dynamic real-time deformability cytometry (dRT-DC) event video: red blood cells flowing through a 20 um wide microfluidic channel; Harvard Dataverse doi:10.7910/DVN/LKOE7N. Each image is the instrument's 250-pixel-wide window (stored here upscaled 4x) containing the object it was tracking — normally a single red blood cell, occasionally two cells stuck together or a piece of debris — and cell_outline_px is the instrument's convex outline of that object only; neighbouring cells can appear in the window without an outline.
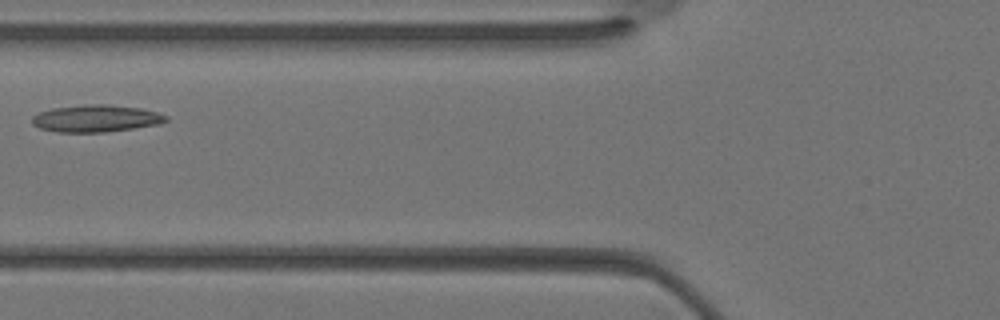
{"species": "Egyptian fruit bat (a non-hibernating species)", "species_latin": "Rousettus aegyptiacus", "temperature_condition": "warm", "stored_images_in_passage": 29, "camera_frame_rate_fps": 3000, "um_per_image_px": 0.085, "animal": {"sex": "female"}, "frame": {"image": 1, "passage_image": 8, "time_ms": 2.333, "image_size_px": [1000, 320], "cell_outline_px": [[168, 120], [160, 124], [104, 132], [56, 132], [40, 128], [32, 124], [32, 116], [40, 112], [52, 108], [84, 104], [108, 104], [140, 108], [156, 112], [168, 116]], "centroid_in_image_um": [8.15, 10.06], "position_along_channel_um": 117.7, "area_um2": 21.15}}
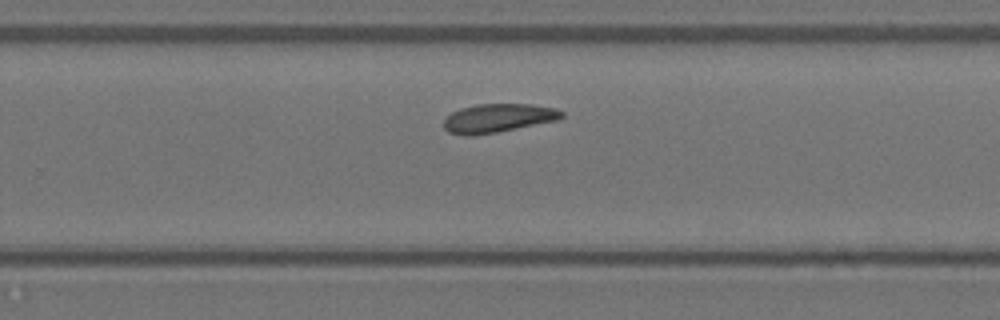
{"frame": {"image": 2, "passage_image": 17, "time_ms": 5.333, "image_size_px": [1000, 320], "cell_outline_px": [[564, 116], [560, 120], [496, 132], [472, 136], [464, 136], [448, 132], [444, 128], [444, 120], [452, 112], [460, 108], [476, 104], [532, 104], [556, 108], [564, 112]], "centroid_in_image_um": [42.36, 10.04], "position_along_channel_um": 287.4, "area_um2": 19.88}}
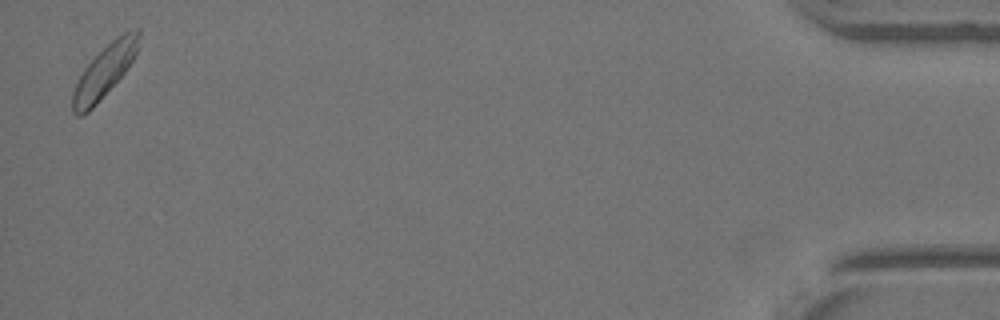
{"frame": {"image": 3, "passage_image": 29, "time_ms": 9.333, "image_size_px": [1000, 320], "cell_outline_px": [[140, 36], [136, 52], [132, 60], [124, 72], [96, 104], [88, 112], [80, 116], [76, 116], [72, 112], [72, 92], [84, 68], [116, 36], [132, 28], [140, 28]], "centroid_in_image_um": [8.87, 6.05], "position_along_channel_um": 426.3, "area_um2": 19.71}}